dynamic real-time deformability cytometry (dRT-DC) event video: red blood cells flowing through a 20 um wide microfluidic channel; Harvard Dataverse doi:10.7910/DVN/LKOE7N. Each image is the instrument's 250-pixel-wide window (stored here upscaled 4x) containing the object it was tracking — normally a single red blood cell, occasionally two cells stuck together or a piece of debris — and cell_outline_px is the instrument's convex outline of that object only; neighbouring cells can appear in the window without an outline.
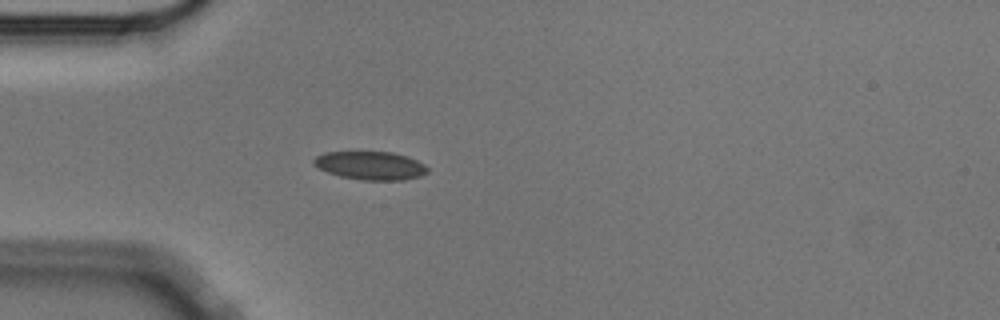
{"species": "Egyptian fruit bat (a non-hibernating species)", "species_latin": "Rousettus aegyptiacus", "temperature_condition": "cold", "stored_images_in_passage": 49, "camera_frame_rate_fps": 3000, "um_per_image_px": 0.085, "animal": {"sex": "male"}, "frame": {"image": 1, "passage_image": 9, "time_ms": 2.667, "image_size_px": [1000, 320], "cell_outline_px": [[428, 172], [420, 176], [404, 180], [360, 180], [340, 176], [328, 172], [312, 164], [312, 160], [316, 156], [324, 152], [392, 152], [408, 156], [424, 164], [428, 168]], "centroid_in_image_um": [31.49, 14.07], "position_along_channel_um": 53.5, "area_um2": 18.84}}
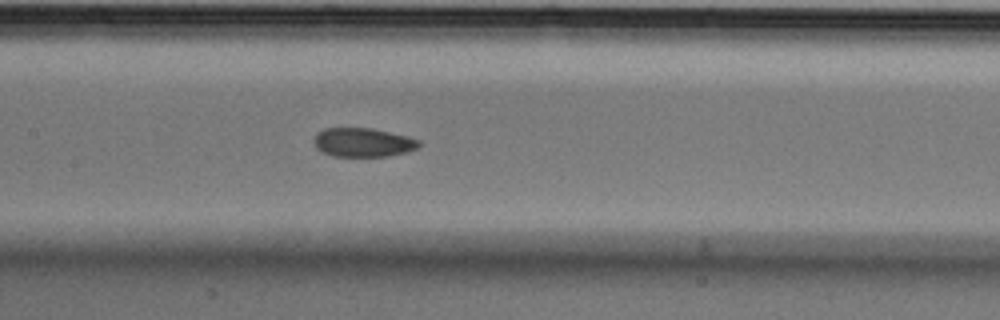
{"frame": {"image": 2, "passage_image": 20, "time_ms": 6.333, "image_size_px": [1000, 320], "cell_outline_px": [[420, 144], [416, 148], [408, 152], [388, 156], [332, 156], [320, 152], [316, 148], [312, 140], [316, 132], [324, 128], [372, 128], [408, 136], [420, 140]], "centroid_in_image_um": [30.81, 12.1], "position_along_channel_um": 176.6, "area_um2": 17.98}}
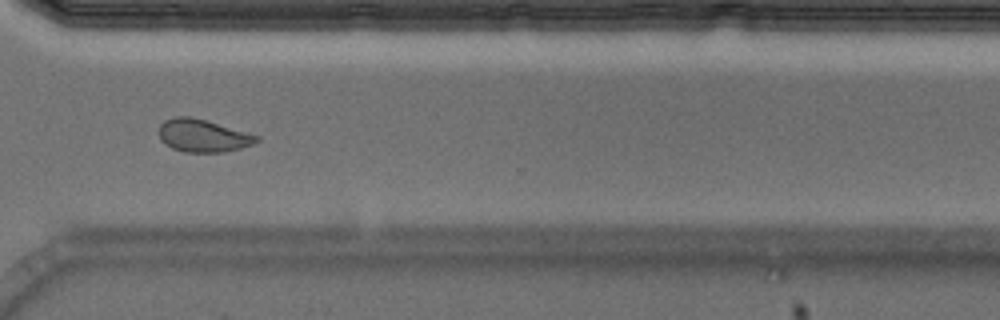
{"frame": {"image": 3, "passage_image": 35, "time_ms": 11.333, "image_size_px": [1000, 320], "cell_outline_px": [[260, 140], [252, 144], [240, 148], [224, 152], [184, 152], [172, 148], [164, 144], [160, 140], [156, 132], [160, 124], [164, 120], [172, 116], [188, 116], [204, 120], [260, 136]], "centroid_in_image_um": [17.17, 11.53], "position_along_channel_um": 353.4, "area_um2": 18.73}, "authors_computed_cell_mechanics": {"area_um2": 18.7272, "velocity_mm_per_s": 3.5407, "shape_relaxation_time_tau1_ms": 10.7913, "shape_relaxation_time_tau2_ms": 5.0452, "deformation_change_tau1": 0.1432, "deformation_change_tau2": 0.0786}}